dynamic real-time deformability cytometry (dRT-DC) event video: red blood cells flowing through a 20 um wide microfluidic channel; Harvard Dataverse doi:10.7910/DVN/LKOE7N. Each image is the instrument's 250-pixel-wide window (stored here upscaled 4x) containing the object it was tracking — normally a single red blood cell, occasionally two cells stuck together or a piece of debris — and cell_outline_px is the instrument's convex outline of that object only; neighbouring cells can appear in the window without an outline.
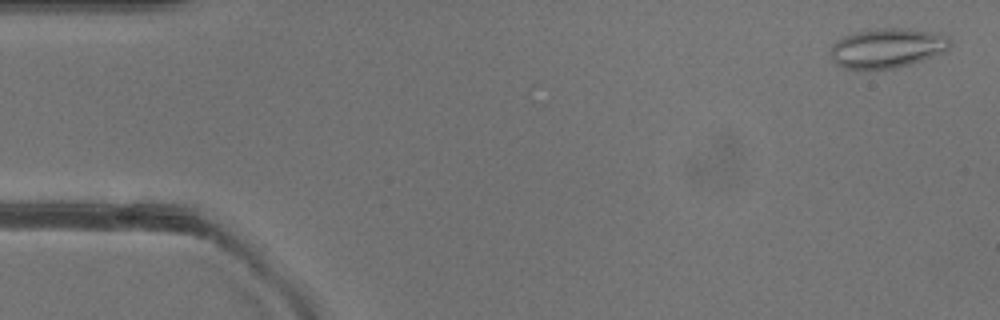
{"species": "common noctule bat (a hibernating species)", "species_latin": "Nyctalus noctula", "temperature_condition": "warm", "stored_images_in_passage": 47, "camera_frame_rate_fps": 3000, "um_per_image_px": 0.085, "animal": {"sex": "female"}, "frame": {"image": 1, "passage_image": 2, "time_ms": 0.333, "image_size_px": [1000, 320], "cell_outline_px": [[952, 44], [944, 52], [908, 64], [892, 68], [844, 68], [836, 64], [832, 56], [832, 44], [836, 40], [844, 36], [856, 32], [876, 28], [908, 28], [936, 32], [948, 36], [952, 40]], "centroid_in_image_um": [75.45, 4.05], "position_along_channel_um": 9.5, "area_um2": 27.34}}
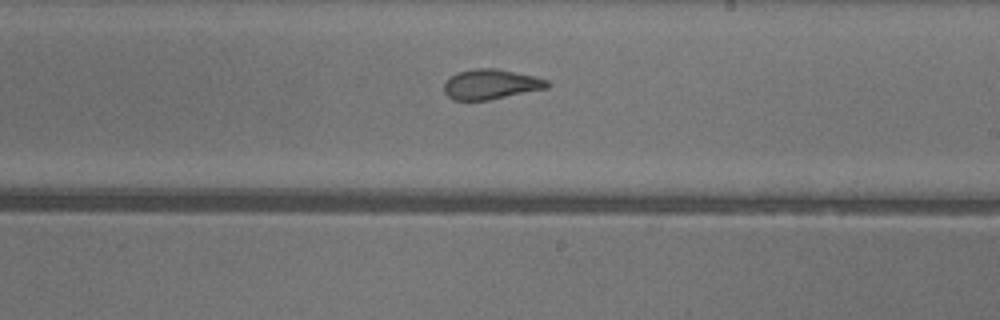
{"frame": {"image": 2, "passage_image": 29, "time_ms": 9.333, "image_size_px": [1000, 320], "cell_outline_px": [[552, 84], [548, 88], [488, 100], [452, 100], [444, 92], [444, 80], [456, 72], [476, 68], [496, 68], [536, 76], [548, 80]], "centroid_in_image_um": [41.72, 7.15], "position_along_channel_um": 247.3, "area_um2": 18.32}}
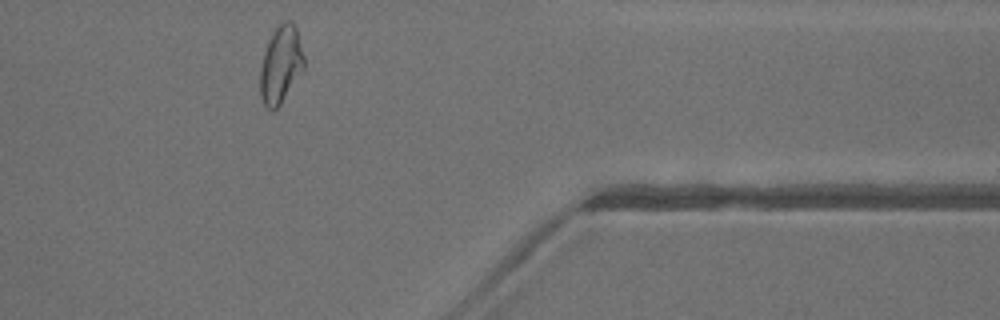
{"frame": {"image": 3, "passage_image": 41, "time_ms": 13.333, "image_size_px": [1000, 320], "cell_outline_px": [[304, 68], [280, 104], [272, 112], [264, 104], [260, 96], [260, 68], [264, 52], [268, 40], [272, 32], [284, 20], [288, 20], [296, 28], [304, 56]], "centroid_in_image_um": [23.85, 5.49], "position_along_channel_um": 387.6, "area_um2": 19.54}, "authors_computed_cell_mechanics": {"area_um2": 19.5942, "velocity_mm_per_s": 4.0667, "shape_relaxation_time_tau1_ms": null, "shape_relaxation_time_tau2_ms": 1.25, "deformation_change_tau1": null, "deformation_change_tau2": 0.0813}}